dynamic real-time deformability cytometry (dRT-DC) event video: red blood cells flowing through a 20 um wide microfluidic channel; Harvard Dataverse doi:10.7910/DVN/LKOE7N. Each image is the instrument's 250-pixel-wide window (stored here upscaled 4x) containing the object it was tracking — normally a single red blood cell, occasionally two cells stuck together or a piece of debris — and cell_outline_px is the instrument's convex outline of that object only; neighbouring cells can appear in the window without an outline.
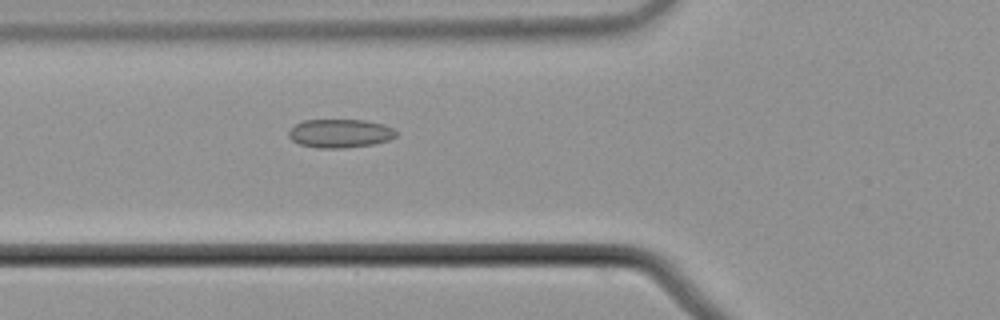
{"species": "common noctule bat (a hibernating species)", "species_latin": "Nyctalus noctula", "temperature_condition": "cold", "stored_images_in_passage": 55, "camera_frame_rate_fps": 3000, "um_per_image_px": 0.085, "animal": {"sex": "male", "body_mass_g": 21.5, "forearm_length_mm": 52.0}, "frame": {"image": 1, "passage_image": 20, "time_ms": 6.333, "image_size_px": [1000, 320], "cell_outline_px": [[396, 136], [388, 140], [376, 144], [344, 148], [316, 148], [300, 144], [292, 140], [288, 136], [288, 132], [296, 124], [304, 120], [364, 120], [384, 124], [392, 128], [396, 132]], "centroid_in_image_um": [28.91, 11.34], "position_along_channel_um": 96.9, "area_um2": 17.92}}
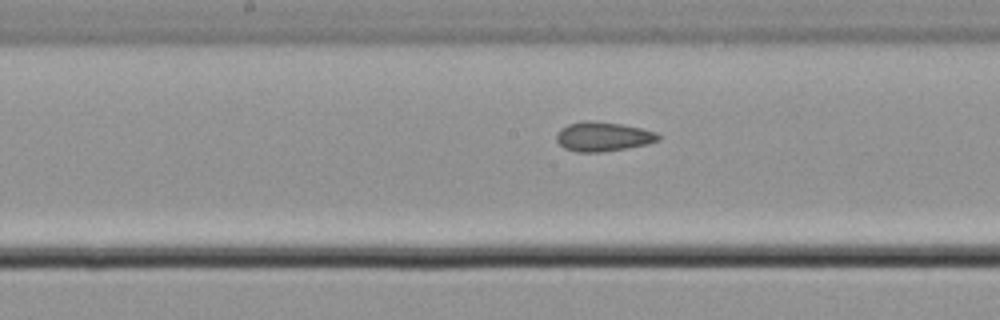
{"frame": {"image": 2, "passage_image": 28, "time_ms": 9.0, "image_size_px": [1000, 320], "cell_outline_px": [[660, 140], [648, 144], [628, 148], [600, 152], [576, 152], [564, 148], [556, 140], [556, 132], [560, 128], [568, 124], [584, 120], [596, 120], [620, 124], [640, 128], [656, 132], [660, 136]], "centroid_in_image_um": [51.23, 11.6], "position_along_channel_um": 197.0, "area_um2": 17.63}}
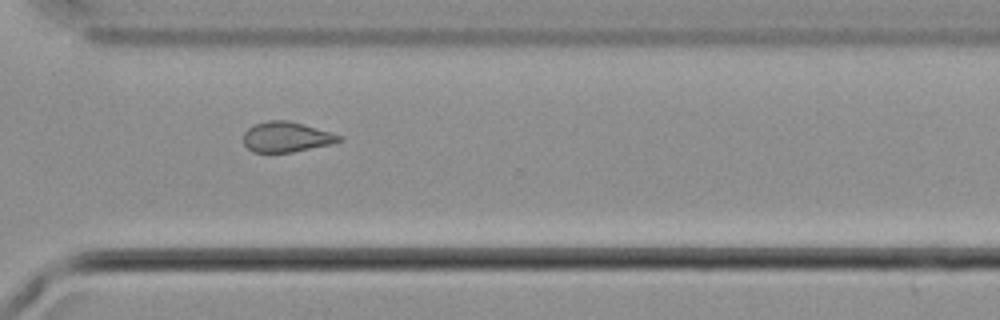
{"frame": {"image": 3, "passage_image": 40, "time_ms": 13.0, "image_size_px": [1000, 320], "cell_outline_px": [[344, 140], [336, 144], [292, 152], [252, 152], [244, 144], [244, 132], [248, 128], [256, 124], [268, 120], [288, 120], [304, 124], [332, 132], [344, 136]], "centroid_in_image_um": [24.43, 11.64], "position_along_channel_um": 346.2, "area_um2": 17.17}, "authors_computed_cell_mechanics": {"area_um2": 17.7446, "velocity_mm_per_s": 3.7329, "shape_relaxation_time_tau1_ms": null, "shape_relaxation_time_tau2_ms": 2.8111, "deformation_change_tau1": null, "deformation_change_tau2": 0.0846}}